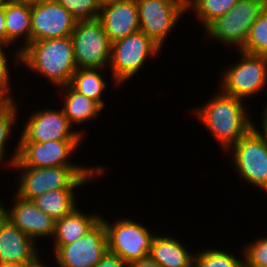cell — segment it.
<instances>
[{
    "label": "cell",
    "instance_id": "obj_21",
    "mask_svg": "<svg viewBox=\"0 0 267 267\" xmlns=\"http://www.w3.org/2000/svg\"><path fill=\"white\" fill-rule=\"evenodd\" d=\"M6 45L24 49L31 42V5L10 3L5 5ZM23 40V41H22ZM23 42V44L16 42ZM12 44V45H11ZM22 45V46H21Z\"/></svg>",
    "mask_w": 267,
    "mask_h": 267
},
{
    "label": "cell",
    "instance_id": "obj_41",
    "mask_svg": "<svg viewBox=\"0 0 267 267\" xmlns=\"http://www.w3.org/2000/svg\"><path fill=\"white\" fill-rule=\"evenodd\" d=\"M111 1H114V0H99V2H100L101 4H104V3H107V2H111Z\"/></svg>",
    "mask_w": 267,
    "mask_h": 267
},
{
    "label": "cell",
    "instance_id": "obj_27",
    "mask_svg": "<svg viewBox=\"0 0 267 267\" xmlns=\"http://www.w3.org/2000/svg\"><path fill=\"white\" fill-rule=\"evenodd\" d=\"M241 51L267 56V5L251 26L248 38Z\"/></svg>",
    "mask_w": 267,
    "mask_h": 267
},
{
    "label": "cell",
    "instance_id": "obj_13",
    "mask_svg": "<svg viewBox=\"0 0 267 267\" xmlns=\"http://www.w3.org/2000/svg\"><path fill=\"white\" fill-rule=\"evenodd\" d=\"M106 228L100 219L77 241L62 245L54 254L56 267H95L107 253Z\"/></svg>",
    "mask_w": 267,
    "mask_h": 267
},
{
    "label": "cell",
    "instance_id": "obj_9",
    "mask_svg": "<svg viewBox=\"0 0 267 267\" xmlns=\"http://www.w3.org/2000/svg\"><path fill=\"white\" fill-rule=\"evenodd\" d=\"M78 68H108L112 42L98 18L77 21L71 34Z\"/></svg>",
    "mask_w": 267,
    "mask_h": 267
},
{
    "label": "cell",
    "instance_id": "obj_30",
    "mask_svg": "<svg viewBox=\"0 0 267 267\" xmlns=\"http://www.w3.org/2000/svg\"><path fill=\"white\" fill-rule=\"evenodd\" d=\"M242 246L244 261L251 267H267V236L259 237Z\"/></svg>",
    "mask_w": 267,
    "mask_h": 267
},
{
    "label": "cell",
    "instance_id": "obj_24",
    "mask_svg": "<svg viewBox=\"0 0 267 267\" xmlns=\"http://www.w3.org/2000/svg\"><path fill=\"white\" fill-rule=\"evenodd\" d=\"M76 190L77 189L49 190L37 196L32 201L40 210L56 221L70 214L78 207L77 205L79 204L76 202H79V200H77L78 198L76 197Z\"/></svg>",
    "mask_w": 267,
    "mask_h": 267
},
{
    "label": "cell",
    "instance_id": "obj_7",
    "mask_svg": "<svg viewBox=\"0 0 267 267\" xmlns=\"http://www.w3.org/2000/svg\"><path fill=\"white\" fill-rule=\"evenodd\" d=\"M267 5V0H238L226 13L212 21L204 30L209 38L220 41L221 46L241 50L251 26Z\"/></svg>",
    "mask_w": 267,
    "mask_h": 267
},
{
    "label": "cell",
    "instance_id": "obj_12",
    "mask_svg": "<svg viewBox=\"0 0 267 267\" xmlns=\"http://www.w3.org/2000/svg\"><path fill=\"white\" fill-rule=\"evenodd\" d=\"M17 159L27 167H89L70 160L83 140L18 141ZM70 160V161H69Z\"/></svg>",
    "mask_w": 267,
    "mask_h": 267
},
{
    "label": "cell",
    "instance_id": "obj_18",
    "mask_svg": "<svg viewBox=\"0 0 267 267\" xmlns=\"http://www.w3.org/2000/svg\"><path fill=\"white\" fill-rule=\"evenodd\" d=\"M101 219V213L91 214L82 211L81 208H75L70 214L55 221V232L52 237L54 243L52 254H54L62 245L70 244L91 229Z\"/></svg>",
    "mask_w": 267,
    "mask_h": 267
},
{
    "label": "cell",
    "instance_id": "obj_22",
    "mask_svg": "<svg viewBox=\"0 0 267 267\" xmlns=\"http://www.w3.org/2000/svg\"><path fill=\"white\" fill-rule=\"evenodd\" d=\"M108 68H78L72 76L70 85L79 93L97 102L103 109L106 103L103 95L108 89L107 79L104 74Z\"/></svg>",
    "mask_w": 267,
    "mask_h": 267
},
{
    "label": "cell",
    "instance_id": "obj_4",
    "mask_svg": "<svg viewBox=\"0 0 267 267\" xmlns=\"http://www.w3.org/2000/svg\"><path fill=\"white\" fill-rule=\"evenodd\" d=\"M162 48L143 31H137L112 43L110 69L114 87L126 84L137 76L149 58H157Z\"/></svg>",
    "mask_w": 267,
    "mask_h": 267
},
{
    "label": "cell",
    "instance_id": "obj_33",
    "mask_svg": "<svg viewBox=\"0 0 267 267\" xmlns=\"http://www.w3.org/2000/svg\"><path fill=\"white\" fill-rule=\"evenodd\" d=\"M262 114H261V123H260V128H258V126L256 125V122H254V126L260 131V133L264 136V138L266 139L267 142V103L263 106V110H262ZM262 124V126H261ZM262 128V129H261ZM262 130V131H261Z\"/></svg>",
    "mask_w": 267,
    "mask_h": 267
},
{
    "label": "cell",
    "instance_id": "obj_39",
    "mask_svg": "<svg viewBox=\"0 0 267 267\" xmlns=\"http://www.w3.org/2000/svg\"><path fill=\"white\" fill-rule=\"evenodd\" d=\"M7 0H0V8H5Z\"/></svg>",
    "mask_w": 267,
    "mask_h": 267
},
{
    "label": "cell",
    "instance_id": "obj_40",
    "mask_svg": "<svg viewBox=\"0 0 267 267\" xmlns=\"http://www.w3.org/2000/svg\"><path fill=\"white\" fill-rule=\"evenodd\" d=\"M239 267H251L245 261H243Z\"/></svg>",
    "mask_w": 267,
    "mask_h": 267
},
{
    "label": "cell",
    "instance_id": "obj_26",
    "mask_svg": "<svg viewBox=\"0 0 267 267\" xmlns=\"http://www.w3.org/2000/svg\"><path fill=\"white\" fill-rule=\"evenodd\" d=\"M240 255H242V258L235 256L232 252L229 253L215 247L200 251L197 249L194 255V267H239L244 261L242 249Z\"/></svg>",
    "mask_w": 267,
    "mask_h": 267
},
{
    "label": "cell",
    "instance_id": "obj_8",
    "mask_svg": "<svg viewBox=\"0 0 267 267\" xmlns=\"http://www.w3.org/2000/svg\"><path fill=\"white\" fill-rule=\"evenodd\" d=\"M106 228L108 251L119 256L127 264L149 256L151 241L157 232L150 231L134 219L118 218L110 223L102 217Z\"/></svg>",
    "mask_w": 267,
    "mask_h": 267
},
{
    "label": "cell",
    "instance_id": "obj_34",
    "mask_svg": "<svg viewBox=\"0 0 267 267\" xmlns=\"http://www.w3.org/2000/svg\"><path fill=\"white\" fill-rule=\"evenodd\" d=\"M0 43L6 45L5 8H0Z\"/></svg>",
    "mask_w": 267,
    "mask_h": 267
},
{
    "label": "cell",
    "instance_id": "obj_2",
    "mask_svg": "<svg viewBox=\"0 0 267 267\" xmlns=\"http://www.w3.org/2000/svg\"><path fill=\"white\" fill-rule=\"evenodd\" d=\"M105 166L94 165L90 167H27L16 159L12 168L19 172L15 179L16 191L19 197L33 200L37 196L56 189H79L85 184L93 183L96 178L106 172Z\"/></svg>",
    "mask_w": 267,
    "mask_h": 267
},
{
    "label": "cell",
    "instance_id": "obj_25",
    "mask_svg": "<svg viewBox=\"0 0 267 267\" xmlns=\"http://www.w3.org/2000/svg\"><path fill=\"white\" fill-rule=\"evenodd\" d=\"M238 0H186V9L194 12L204 29L216 18L224 16Z\"/></svg>",
    "mask_w": 267,
    "mask_h": 267
},
{
    "label": "cell",
    "instance_id": "obj_14",
    "mask_svg": "<svg viewBox=\"0 0 267 267\" xmlns=\"http://www.w3.org/2000/svg\"><path fill=\"white\" fill-rule=\"evenodd\" d=\"M77 19L56 0L31 5V42L71 36Z\"/></svg>",
    "mask_w": 267,
    "mask_h": 267
},
{
    "label": "cell",
    "instance_id": "obj_3",
    "mask_svg": "<svg viewBox=\"0 0 267 267\" xmlns=\"http://www.w3.org/2000/svg\"><path fill=\"white\" fill-rule=\"evenodd\" d=\"M20 64L56 88L70 84L77 69L72 37L30 42L20 51Z\"/></svg>",
    "mask_w": 267,
    "mask_h": 267
},
{
    "label": "cell",
    "instance_id": "obj_37",
    "mask_svg": "<svg viewBox=\"0 0 267 267\" xmlns=\"http://www.w3.org/2000/svg\"><path fill=\"white\" fill-rule=\"evenodd\" d=\"M37 1L38 0H7V2H10V3H20V4H29V5H33Z\"/></svg>",
    "mask_w": 267,
    "mask_h": 267
},
{
    "label": "cell",
    "instance_id": "obj_19",
    "mask_svg": "<svg viewBox=\"0 0 267 267\" xmlns=\"http://www.w3.org/2000/svg\"><path fill=\"white\" fill-rule=\"evenodd\" d=\"M185 245L179 238L157 233L151 241L149 257L162 267H194L195 252Z\"/></svg>",
    "mask_w": 267,
    "mask_h": 267
},
{
    "label": "cell",
    "instance_id": "obj_42",
    "mask_svg": "<svg viewBox=\"0 0 267 267\" xmlns=\"http://www.w3.org/2000/svg\"><path fill=\"white\" fill-rule=\"evenodd\" d=\"M263 191H265L264 193H266V195H267V186H266V188Z\"/></svg>",
    "mask_w": 267,
    "mask_h": 267
},
{
    "label": "cell",
    "instance_id": "obj_20",
    "mask_svg": "<svg viewBox=\"0 0 267 267\" xmlns=\"http://www.w3.org/2000/svg\"><path fill=\"white\" fill-rule=\"evenodd\" d=\"M57 89L61 91L59 93L64 91L62 110L74 127L75 125L76 127L83 126V124L89 123L92 119L97 120L101 116V111L104 109L97 102L77 92L70 84Z\"/></svg>",
    "mask_w": 267,
    "mask_h": 267
},
{
    "label": "cell",
    "instance_id": "obj_6",
    "mask_svg": "<svg viewBox=\"0 0 267 267\" xmlns=\"http://www.w3.org/2000/svg\"><path fill=\"white\" fill-rule=\"evenodd\" d=\"M226 152H230L231 163L236 175L261 191L267 186V142L253 126Z\"/></svg>",
    "mask_w": 267,
    "mask_h": 267
},
{
    "label": "cell",
    "instance_id": "obj_36",
    "mask_svg": "<svg viewBox=\"0 0 267 267\" xmlns=\"http://www.w3.org/2000/svg\"><path fill=\"white\" fill-rule=\"evenodd\" d=\"M2 202H3V200H0V224L6 218V207H5V204H7V202H3V203Z\"/></svg>",
    "mask_w": 267,
    "mask_h": 267
},
{
    "label": "cell",
    "instance_id": "obj_5",
    "mask_svg": "<svg viewBox=\"0 0 267 267\" xmlns=\"http://www.w3.org/2000/svg\"><path fill=\"white\" fill-rule=\"evenodd\" d=\"M240 59L221 71L219 90L243 101L267 88V56L238 50Z\"/></svg>",
    "mask_w": 267,
    "mask_h": 267
},
{
    "label": "cell",
    "instance_id": "obj_1",
    "mask_svg": "<svg viewBox=\"0 0 267 267\" xmlns=\"http://www.w3.org/2000/svg\"><path fill=\"white\" fill-rule=\"evenodd\" d=\"M245 104V101L218 90L202 106L192 109V112L226 153L254 126L255 120Z\"/></svg>",
    "mask_w": 267,
    "mask_h": 267
},
{
    "label": "cell",
    "instance_id": "obj_38",
    "mask_svg": "<svg viewBox=\"0 0 267 267\" xmlns=\"http://www.w3.org/2000/svg\"><path fill=\"white\" fill-rule=\"evenodd\" d=\"M27 265H18L12 263H0V267H26Z\"/></svg>",
    "mask_w": 267,
    "mask_h": 267
},
{
    "label": "cell",
    "instance_id": "obj_35",
    "mask_svg": "<svg viewBox=\"0 0 267 267\" xmlns=\"http://www.w3.org/2000/svg\"><path fill=\"white\" fill-rule=\"evenodd\" d=\"M41 258L42 256L40 255L33 263L27 265L26 267H50L47 265V263L42 261Z\"/></svg>",
    "mask_w": 267,
    "mask_h": 267
},
{
    "label": "cell",
    "instance_id": "obj_32",
    "mask_svg": "<svg viewBox=\"0 0 267 267\" xmlns=\"http://www.w3.org/2000/svg\"><path fill=\"white\" fill-rule=\"evenodd\" d=\"M128 267H162L149 256L128 263Z\"/></svg>",
    "mask_w": 267,
    "mask_h": 267
},
{
    "label": "cell",
    "instance_id": "obj_15",
    "mask_svg": "<svg viewBox=\"0 0 267 267\" xmlns=\"http://www.w3.org/2000/svg\"><path fill=\"white\" fill-rule=\"evenodd\" d=\"M12 199V204L5 205L6 217L35 243L39 238L52 239L55 220L40 210L32 200L23 199L15 193Z\"/></svg>",
    "mask_w": 267,
    "mask_h": 267
},
{
    "label": "cell",
    "instance_id": "obj_11",
    "mask_svg": "<svg viewBox=\"0 0 267 267\" xmlns=\"http://www.w3.org/2000/svg\"><path fill=\"white\" fill-rule=\"evenodd\" d=\"M72 127L61 108L34 109L19 132L18 141L84 140L86 130Z\"/></svg>",
    "mask_w": 267,
    "mask_h": 267
},
{
    "label": "cell",
    "instance_id": "obj_31",
    "mask_svg": "<svg viewBox=\"0 0 267 267\" xmlns=\"http://www.w3.org/2000/svg\"><path fill=\"white\" fill-rule=\"evenodd\" d=\"M95 267H128V264L119 256L107 251Z\"/></svg>",
    "mask_w": 267,
    "mask_h": 267
},
{
    "label": "cell",
    "instance_id": "obj_23",
    "mask_svg": "<svg viewBox=\"0 0 267 267\" xmlns=\"http://www.w3.org/2000/svg\"><path fill=\"white\" fill-rule=\"evenodd\" d=\"M17 99L18 98L14 100H0V168L1 165L4 164L3 167L7 165L6 168L9 167V169H12L18 156V143L16 147H14V152L9 158L7 154L8 149L6 148L8 145L7 141H9V138H12L11 135L14 130L13 128L16 127L15 124L19 122L18 112L20 111V106L17 105Z\"/></svg>",
    "mask_w": 267,
    "mask_h": 267
},
{
    "label": "cell",
    "instance_id": "obj_16",
    "mask_svg": "<svg viewBox=\"0 0 267 267\" xmlns=\"http://www.w3.org/2000/svg\"><path fill=\"white\" fill-rule=\"evenodd\" d=\"M98 19L112 43L140 30L136 0H114L101 4Z\"/></svg>",
    "mask_w": 267,
    "mask_h": 267
},
{
    "label": "cell",
    "instance_id": "obj_29",
    "mask_svg": "<svg viewBox=\"0 0 267 267\" xmlns=\"http://www.w3.org/2000/svg\"><path fill=\"white\" fill-rule=\"evenodd\" d=\"M78 21L92 20L99 17V0H56Z\"/></svg>",
    "mask_w": 267,
    "mask_h": 267
},
{
    "label": "cell",
    "instance_id": "obj_10",
    "mask_svg": "<svg viewBox=\"0 0 267 267\" xmlns=\"http://www.w3.org/2000/svg\"><path fill=\"white\" fill-rule=\"evenodd\" d=\"M140 31L162 49L187 12L186 0H136Z\"/></svg>",
    "mask_w": 267,
    "mask_h": 267
},
{
    "label": "cell",
    "instance_id": "obj_28",
    "mask_svg": "<svg viewBox=\"0 0 267 267\" xmlns=\"http://www.w3.org/2000/svg\"><path fill=\"white\" fill-rule=\"evenodd\" d=\"M10 48V49H9ZM15 50L12 51L10 45H4L0 43V100H14L12 87L10 86L12 83L10 82L11 74H10V63L11 61H15L12 64L20 65V50L16 47H12ZM11 50V51H10ZM10 51V52H9ZM11 55H9L8 53ZM9 57L12 59L9 62ZM14 58V59H13ZM12 92V93H11Z\"/></svg>",
    "mask_w": 267,
    "mask_h": 267
},
{
    "label": "cell",
    "instance_id": "obj_17",
    "mask_svg": "<svg viewBox=\"0 0 267 267\" xmlns=\"http://www.w3.org/2000/svg\"><path fill=\"white\" fill-rule=\"evenodd\" d=\"M7 217L0 224V263L29 265L40 255L39 247Z\"/></svg>",
    "mask_w": 267,
    "mask_h": 267
}]
</instances>
